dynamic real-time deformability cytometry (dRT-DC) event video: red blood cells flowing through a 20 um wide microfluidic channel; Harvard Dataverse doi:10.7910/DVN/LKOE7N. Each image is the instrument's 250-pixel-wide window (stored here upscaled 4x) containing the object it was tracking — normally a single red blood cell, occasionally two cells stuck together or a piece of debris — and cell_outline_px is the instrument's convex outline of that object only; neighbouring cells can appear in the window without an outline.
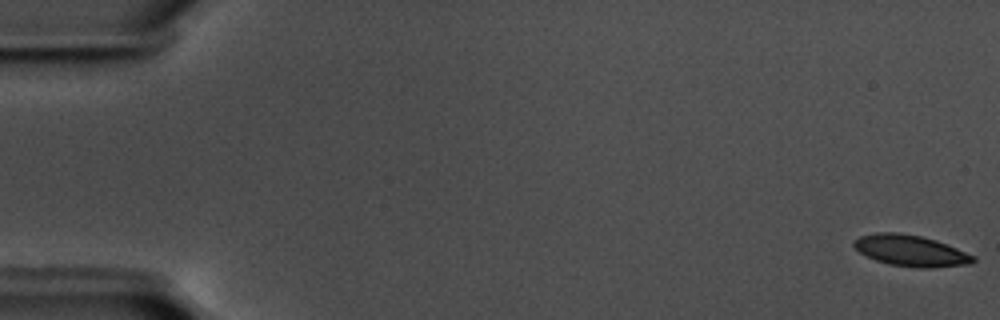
{"species": "common noctule bat (a hibernating species)", "species_latin": "Nyctalus noctula", "temperature_condition": "warm", "stored_images_in_passage": 58, "camera_frame_rate_fps": 3000, "um_per_image_px": 0.085, "animal": {"sex": "male", "body_mass_g": 17.5, "forearm_length_mm": 52.3}, "frame": {"image": 1, "passage_image": 1, "time_ms": 0.0, "image_size_px": [1000, 320], "cell_outline_px": [[976, 260], [972, 264], [928, 268], [916, 268], [888, 264], [876, 260], [860, 252], [852, 244], [852, 240], [860, 236], [876, 232], [900, 232], [920, 236], [936, 240], [976, 256]], "centroid_in_image_um": [77.42, 21.31], "position_along_channel_um": 7.6, "area_um2": 21.79}}
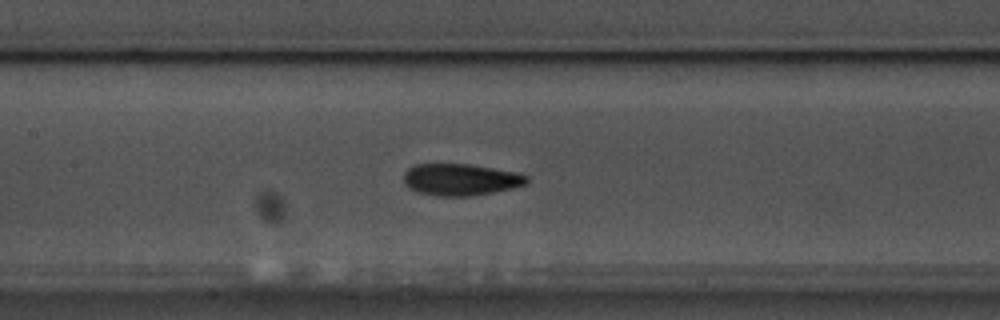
{"frame": {"image": 2, "passage_image": 28, "time_ms": 9.0, "image_size_px": [1000, 320], "cell_outline_px": [[528, 184], [512, 188], [472, 196], [436, 196], [416, 192], [408, 188], [404, 184], [404, 172], [408, 168], [416, 164], [468, 164], [520, 172], [528, 176]], "centroid_in_image_um": [39.15, 15.26], "position_along_channel_um": 168.2, "area_um2": 23.06}}
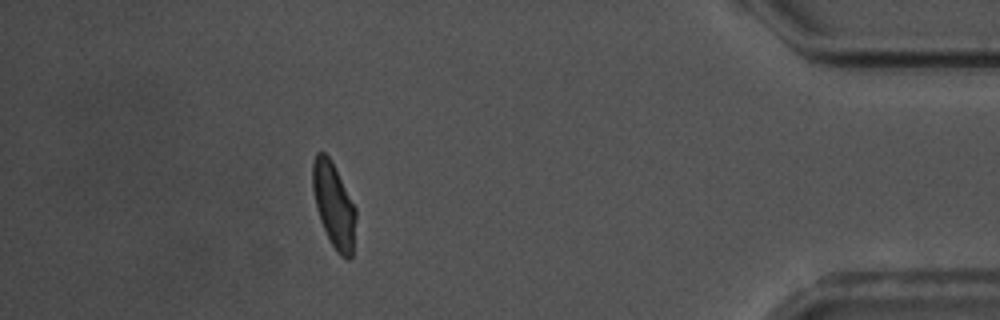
{"frame": {"image": 3, "passage_image": 52, "time_ms": 17.0, "image_size_px": [1000, 320], "cell_outline_px": [[356, 216], [352, 256], [348, 260], [340, 256], [336, 252], [320, 220], [316, 208], [312, 188], [312, 164], [316, 152], [324, 152], [332, 160], [356, 208]], "centroid_in_image_um": [28.37, 17.42], "position_along_channel_um": 406.8, "area_um2": 21.44}, "authors_computed_cell_mechanics": {"area_um2": 22.1374, "velocity_mm_per_s": 3.5757, "shape_relaxation_time_tau1_ms": 4.6768, "shape_relaxation_time_tau2_ms": 2.1435, "deformation_change_tau1": 0.1463, "deformation_change_tau2": 0.0796}}